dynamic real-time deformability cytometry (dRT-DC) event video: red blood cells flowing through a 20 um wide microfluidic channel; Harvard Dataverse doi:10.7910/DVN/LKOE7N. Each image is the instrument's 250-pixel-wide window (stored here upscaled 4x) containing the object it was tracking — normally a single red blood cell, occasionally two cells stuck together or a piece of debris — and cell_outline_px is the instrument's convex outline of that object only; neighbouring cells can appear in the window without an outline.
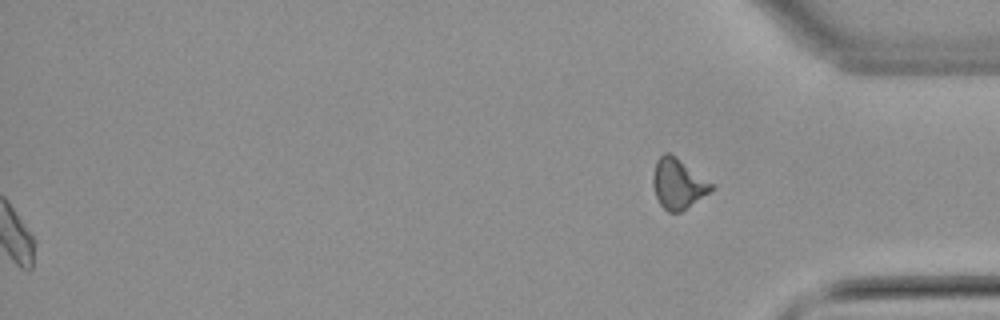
{"species": "common noctule bat (a hibernating species)", "species_latin": "Nyctalus noctula", "temperature_condition": "warm", "stored_images_in_passage": 56, "segment_of_instrument_passage": [2, 2], "camera_frame_rate_fps": 3000, "um_per_image_px": 0.085, "animal": {"sex": "male", "body_mass_g": 21.5, "forearm_length_mm": 52.0}, "frame": {"image": 1, "passage_image": 56, "time_ms": 18.333, "image_size_px": [1000, 320], "cell_outline_px": [[716, 188], [680, 212], [668, 212], [660, 204], [656, 196], [652, 184], [652, 176], [656, 160], [664, 152], [668, 152], [676, 156], [716, 184]], "centroid_in_image_um": [57.66, 15.59], "position_along_channel_um": 377.5, "area_um2": 17.4}}